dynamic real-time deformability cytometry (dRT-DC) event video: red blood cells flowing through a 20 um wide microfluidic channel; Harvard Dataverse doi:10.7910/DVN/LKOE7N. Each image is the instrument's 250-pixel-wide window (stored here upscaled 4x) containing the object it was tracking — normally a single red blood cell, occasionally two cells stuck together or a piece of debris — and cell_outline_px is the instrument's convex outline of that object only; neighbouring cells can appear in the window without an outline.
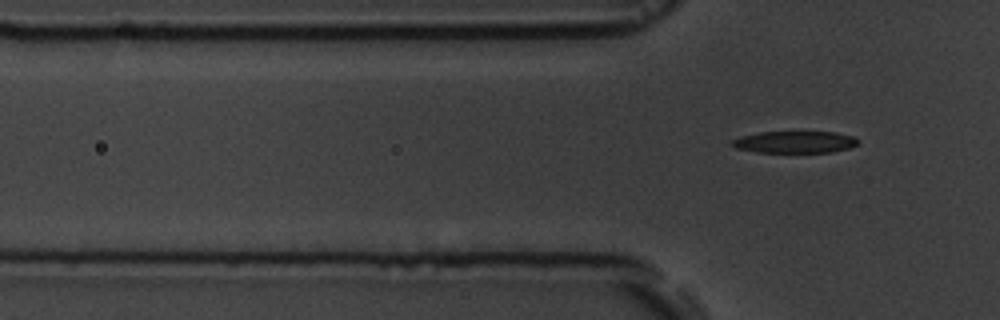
{"species": "common noctule bat (a hibernating species)", "species_latin": "Nyctalus noctula", "temperature_condition": "room temperature", "stored_images_in_passage": 3, "camera_frame_rate_fps": 3000, "um_per_image_px": 0.085, "animal": {"sex": "male", "body_mass_g": 19.5, "forearm_length_mm": 54.6}, "frame": {"image": 1, "passage_image": 3, "time_ms": 3.333, "image_size_px": [1000, 320], "cell_outline_px": [[860, 140], [856, 144], [848, 148], [832, 152], [756, 152], [736, 148], [728, 144], [732, 140], [744, 136], [760, 132], [836, 132], [852, 136]], "centroid_in_image_um": [67.55, 12.07], "position_along_channel_um": 58.3, "area_um2": 15.95}}